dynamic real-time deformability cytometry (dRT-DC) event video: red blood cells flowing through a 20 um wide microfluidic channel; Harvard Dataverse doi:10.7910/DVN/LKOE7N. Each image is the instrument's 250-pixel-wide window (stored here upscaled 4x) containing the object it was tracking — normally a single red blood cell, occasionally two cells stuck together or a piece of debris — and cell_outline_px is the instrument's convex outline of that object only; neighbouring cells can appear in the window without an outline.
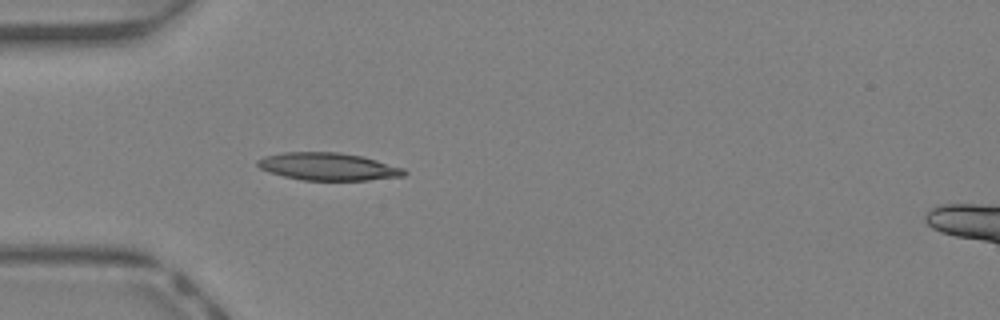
{"species": "Egyptian fruit bat (a non-hibernating species)", "species_latin": "Rousettus aegyptiacus", "temperature_condition": "warm", "stored_images_in_passage": 32, "camera_frame_rate_fps": 3000, "um_per_image_px": 0.085, "animal": {"sex": "female"}, "frame": {"image": 1, "passage_image": 1, "time_ms": 0.0, "image_size_px": [1000, 320], "cell_outline_px": [[408, 172], [404, 176], [368, 180], [300, 180], [268, 172], [260, 168], [256, 164], [256, 160], [264, 156], [284, 152], [340, 152], [364, 156], [404, 168]], "centroid_in_image_um": [27.89, 14.15], "position_along_channel_um": 57.1, "area_um2": 23.76}}
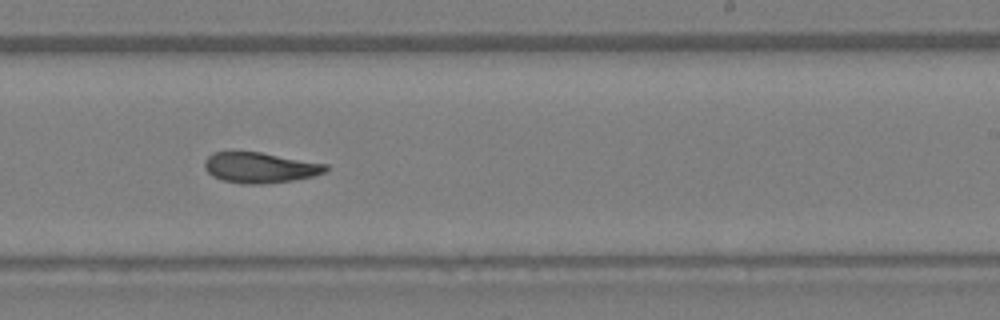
{"frame": {"image": 2, "passage_image": 15, "time_ms": 4.667, "image_size_px": [1000, 320], "cell_outline_px": [[328, 168], [324, 172], [312, 176], [292, 180], [260, 184], [244, 184], [224, 180], [212, 176], [204, 168], [204, 160], [212, 152], [260, 152], [328, 164]], "centroid_in_image_um": [22.07, 14.24], "position_along_channel_um": 266.9, "area_um2": 21.39}}
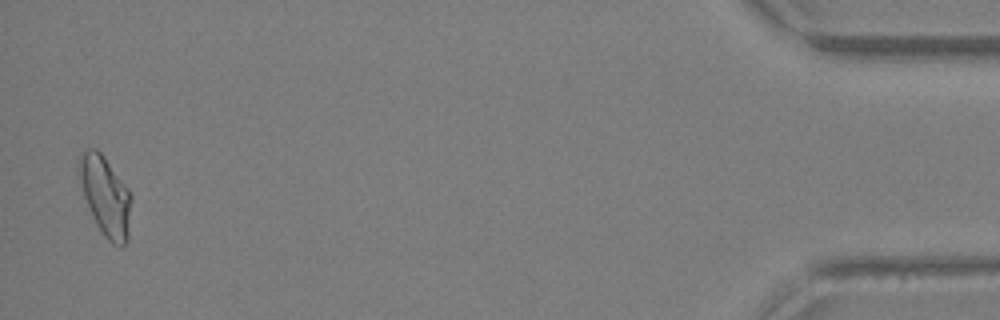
{"frame": {"image": 3, "passage_image": 31, "time_ms": 10.0, "image_size_px": [1000, 320], "cell_outline_px": [[132, 200], [128, 240], [120, 248], [112, 244], [104, 236], [96, 224], [92, 216], [84, 196], [76, 172], [76, 164], [80, 152], [88, 148], [96, 148], [104, 156], [128, 188], [132, 196]], "centroid_in_image_um": [8.94, 16.64], "position_along_channel_um": 426.3, "area_um2": 24.8}, "authors_computed_cell_mechanics": {"area_um2": 22.253, "velocity_mm_per_s": 4.6481, "shape_relaxation_time_tau1_ms": null, "shape_relaxation_time_tau2_ms": 2.4944, "deformation_change_tau1": null, "deformation_change_tau2": 0.0977}}